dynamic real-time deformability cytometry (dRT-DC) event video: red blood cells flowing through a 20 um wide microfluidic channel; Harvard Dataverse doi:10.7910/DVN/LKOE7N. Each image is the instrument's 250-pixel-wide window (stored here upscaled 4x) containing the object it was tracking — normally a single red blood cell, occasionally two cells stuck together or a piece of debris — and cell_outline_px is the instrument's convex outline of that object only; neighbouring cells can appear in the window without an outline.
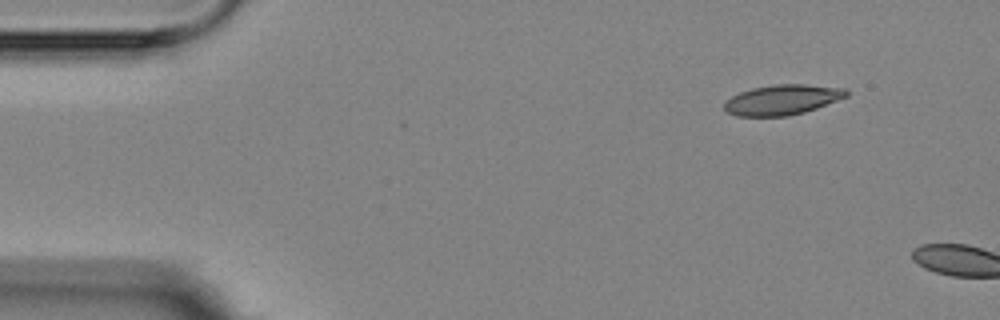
{"species": "Egyptian fruit bat (a non-hibernating species)", "species_latin": "Rousettus aegyptiacus", "temperature_condition": "room temperature", "stored_images_in_passage": 2, "segment_of_instrument_passage": [2, 2], "camera_frame_rate_fps": 3000, "um_per_image_px": 0.085, "animal": {"sex": "female"}, "frame": {"image": 1, "passage_image": 2, "time_ms": 2.0, "image_size_px": [1000, 320], "cell_outline_px": [[848, 96], [816, 108], [804, 112], [788, 116], [736, 116], [728, 112], [724, 108], [724, 100], [740, 92], [752, 88], [772, 84], [804, 84], [844, 88], [848, 92]], "centroid_in_image_um": [66.47, 8.47], "position_along_channel_um": 18.5, "area_um2": 21.44}}